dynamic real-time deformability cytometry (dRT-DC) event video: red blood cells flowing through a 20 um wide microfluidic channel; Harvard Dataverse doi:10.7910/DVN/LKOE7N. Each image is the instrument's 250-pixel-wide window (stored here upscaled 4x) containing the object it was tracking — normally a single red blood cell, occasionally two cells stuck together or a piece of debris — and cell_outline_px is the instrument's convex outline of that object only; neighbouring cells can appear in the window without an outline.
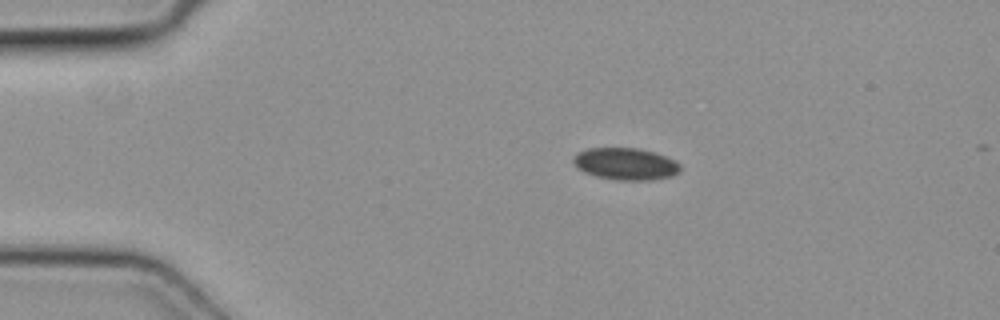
{"species": "common noctule bat (a hibernating species)", "species_latin": "Nyctalus noctula", "temperature_condition": "cold", "stored_images_in_passage": 4, "camera_frame_rate_fps": 3000, "um_per_image_px": 0.085, "animal": {"sex": "female", "body_mass_g": 19.3, "forearm_length_mm": 54.1}, "frame": {"image": 1, "passage_image": 3, "time_ms": 0.667, "image_size_px": [1000, 320], "cell_outline_px": [[680, 172], [668, 176], [648, 180], [616, 180], [596, 176], [584, 172], [572, 160], [572, 156], [576, 152], [588, 148], [636, 148], [652, 152], [676, 160], [680, 164]], "centroid_in_image_um": [53.15, 13.92], "position_along_channel_um": 31.9, "area_um2": 19.77}}